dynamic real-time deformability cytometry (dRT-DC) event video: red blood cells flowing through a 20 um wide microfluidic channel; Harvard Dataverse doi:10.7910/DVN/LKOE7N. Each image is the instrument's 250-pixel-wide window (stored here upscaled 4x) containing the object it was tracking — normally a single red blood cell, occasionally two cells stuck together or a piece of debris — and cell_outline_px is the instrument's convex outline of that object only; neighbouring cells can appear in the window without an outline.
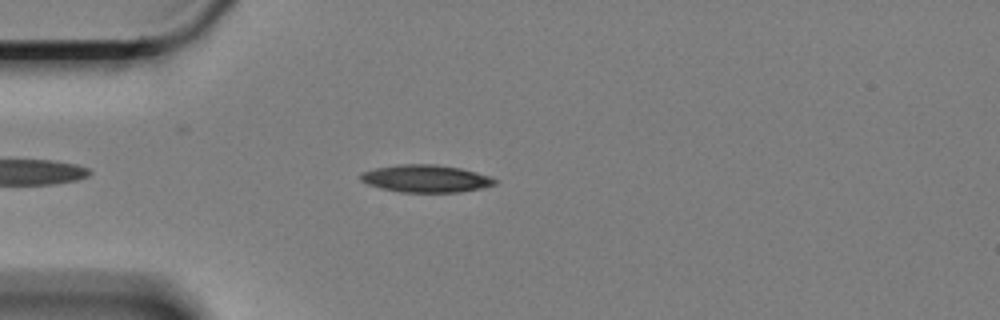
{"species": "Egyptian fruit bat (a non-hibernating species)", "species_latin": "Rousettus aegyptiacus", "temperature_condition": "cold", "stored_images_in_passage": 27, "camera_frame_rate_fps": 3000, "um_per_image_px": 0.085, "animal": {"sex": "female"}, "frame": {"image": 1, "passage_image": 7, "time_ms": 2.0, "image_size_px": [1000, 320], "cell_outline_px": [[496, 184], [484, 188], [460, 192], [400, 192], [380, 188], [368, 184], [360, 180], [360, 172], [376, 168], [400, 164], [436, 164], [460, 168], [476, 172], [488, 176], [496, 180]], "centroid_in_image_um": [36.18, 15.18], "position_along_channel_um": 48.8, "area_um2": 21.5}}
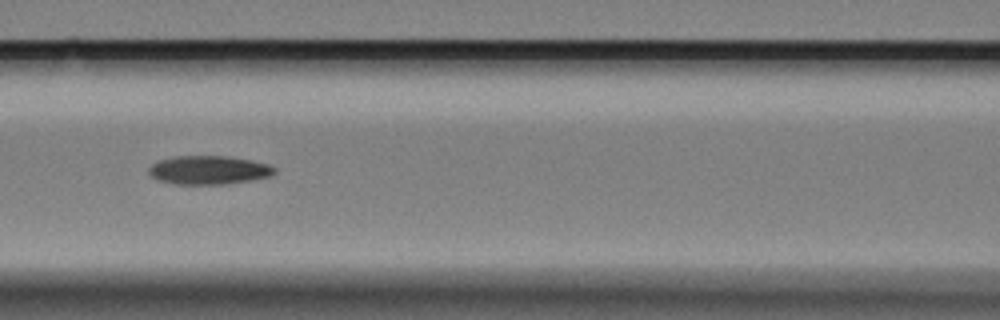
{"frame": {"image": 2, "passage_image": 17, "time_ms": 5.333, "image_size_px": [1000, 320], "cell_outline_px": [[276, 172], [272, 176], [252, 180], [228, 184], [176, 184], [156, 180], [148, 172], [148, 168], [152, 164], [160, 160], [176, 156], [228, 156], [268, 164], [276, 168]], "centroid_in_image_um": [17.75, 14.46], "position_along_channel_um": 148.9, "area_um2": 21.04}}
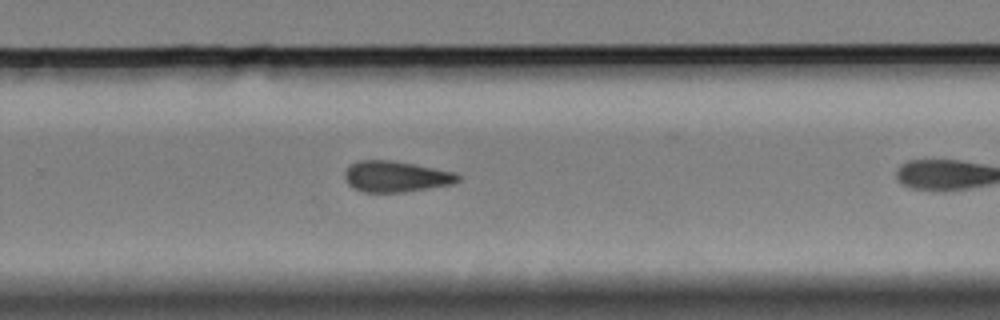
{"frame": {"image": 3, "passage_image": 26, "time_ms": 8.333, "image_size_px": [1000, 320], "cell_outline_px": [[460, 180], [452, 184], [404, 192], [364, 192], [352, 188], [348, 184], [344, 176], [344, 172], [356, 160], [392, 160], [456, 172], [460, 176]], "centroid_in_image_um": [33.64, 15.0], "position_along_channel_um": 296.2, "area_um2": 20.46}}